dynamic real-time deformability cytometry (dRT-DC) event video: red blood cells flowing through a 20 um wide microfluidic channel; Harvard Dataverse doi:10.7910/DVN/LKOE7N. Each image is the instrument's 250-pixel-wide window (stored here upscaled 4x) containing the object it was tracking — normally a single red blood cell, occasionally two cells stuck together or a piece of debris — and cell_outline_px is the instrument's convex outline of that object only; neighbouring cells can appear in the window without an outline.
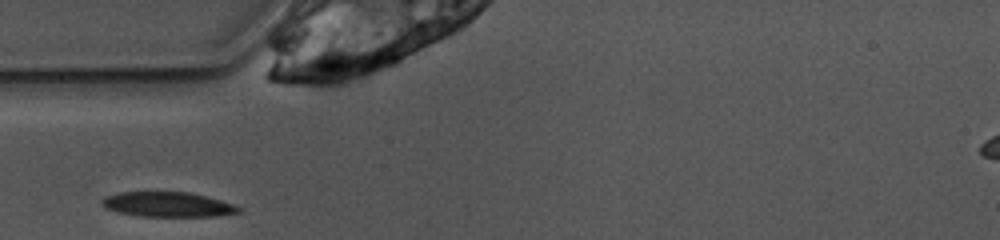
{"species": "common noctule bat (a hibernating species)", "species_latin": "Nyctalus noctula", "temperature_condition": "warm", "stored_images_in_passage": 15, "camera_frame_rate_fps": 3000, "um_per_image_px": 0.085, "animal": {"sex": "female", "body_mass_g": 10.0, "forearm_length_mm": 53.1}, "frame": {"image": 1, "passage_image": 1, "time_ms": 0.0, "image_size_px": [1000, 240], "cell_outline_px": [[244, 208], [240, 212], [220, 216], [140, 216], [120, 212], [104, 208], [100, 204], [100, 200], [108, 196], [120, 192], [188, 192], [236, 204]], "centroid_in_image_um": [14.3, 17.38], "position_along_channel_um": 70.7, "area_um2": 19.83}}
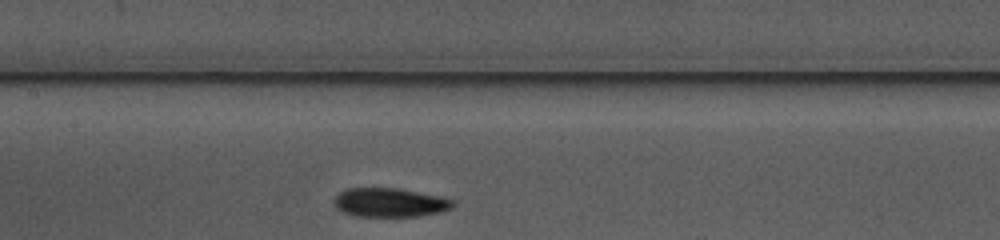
{"frame": {"image": 2, "passage_image": 9, "time_ms": 2.667, "image_size_px": [1000, 240], "cell_outline_px": [[456, 204], [452, 208], [444, 212], [416, 216], [356, 216], [344, 212], [336, 208], [332, 204], [332, 200], [340, 192], [348, 188], [400, 188], [440, 196], [452, 200]], "centroid_in_image_um": [33.14, 17.21], "position_along_channel_um": 174.3, "area_um2": 20.23}}
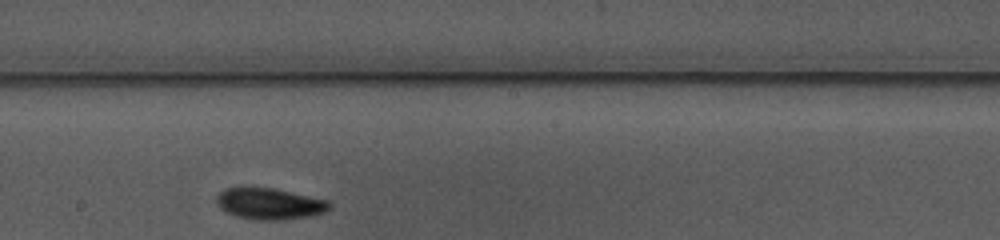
{"frame": {"image": 3, "passage_image": 13, "time_ms": 4.0, "image_size_px": [1000, 240], "cell_outline_px": [[332, 204], [324, 212], [312, 216], [284, 220], [252, 220], [236, 216], [220, 208], [216, 204], [216, 196], [224, 188], [272, 188], [332, 200]], "centroid_in_image_um": [22.94, 17.33], "position_along_channel_um": 225.3, "area_um2": 20.81}}